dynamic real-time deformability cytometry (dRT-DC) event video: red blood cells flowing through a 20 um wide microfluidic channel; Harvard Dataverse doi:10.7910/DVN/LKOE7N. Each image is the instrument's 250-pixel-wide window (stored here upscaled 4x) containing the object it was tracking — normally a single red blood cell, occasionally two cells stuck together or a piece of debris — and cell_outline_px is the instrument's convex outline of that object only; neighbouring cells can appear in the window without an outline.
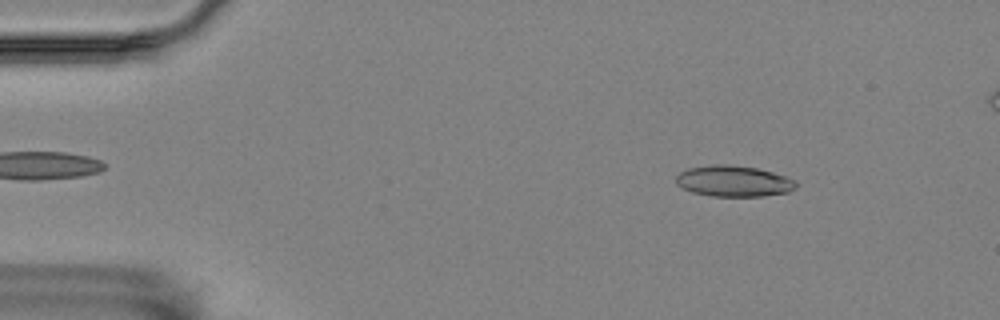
{"species": "Egyptian fruit bat (a non-hibernating species)", "species_latin": "Rousettus aegyptiacus", "temperature_condition": "room temperature", "stored_images_in_passage": 55, "camera_frame_rate_fps": 3000, "um_per_image_px": 0.085, "animal": {"sex": "female"}, "frame": {"image": 1, "passage_image": 7, "time_ms": 2.0, "image_size_px": [1000, 320], "cell_outline_px": [[796, 188], [788, 192], [764, 196], [712, 196], [692, 192], [676, 184], [676, 176], [680, 172], [688, 168], [712, 164], [728, 164], [756, 168], [772, 172], [796, 180]], "centroid_in_image_um": [62.35, 15.39], "position_along_channel_um": 22.6, "area_um2": 21.68}}
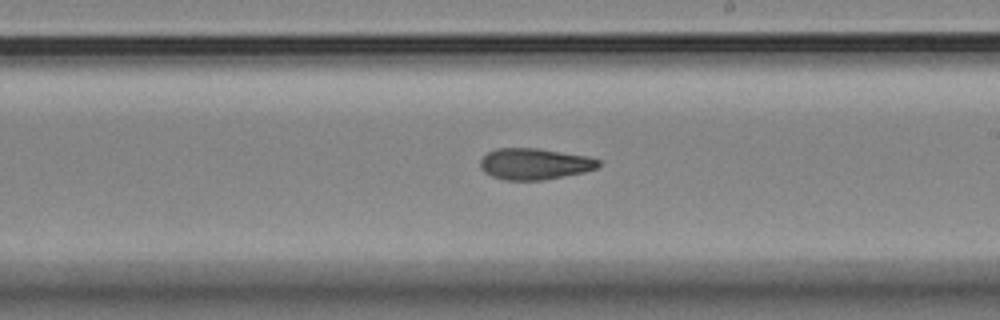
{"frame": {"image": 2, "passage_image": 32, "time_ms": 10.333, "image_size_px": [1000, 320], "cell_outline_px": [[600, 164], [596, 168], [584, 172], [544, 180], [504, 180], [492, 176], [484, 172], [480, 168], [480, 160], [488, 152], [496, 148], [540, 148], [588, 156], [600, 160]], "centroid_in_image_um": [45.43, 13.93], "position_along_channel_um": 243.6, "area_um2": 21.68}}
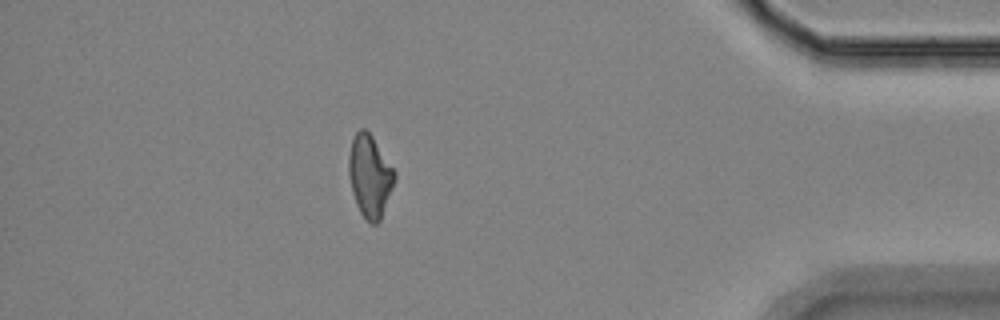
{"frame": {"image": 3, "passage_image": 49, "time_ms": 16.0, "image_size_px": [1000, 320], "cell_outline_px": [[396, 180], [380, 220], [376, 224], [372, 224], [360, 212], [356, 204], [352, 192], [348, 172], [348, 156], [352, 140], [356, 132], [360, 128], [364, 128], [372, 136], [396, 172]], "centroid_in_image_um": [31.43, 14.96], "position_along_channel_um": 403.8, "area_um2": 21.91}}